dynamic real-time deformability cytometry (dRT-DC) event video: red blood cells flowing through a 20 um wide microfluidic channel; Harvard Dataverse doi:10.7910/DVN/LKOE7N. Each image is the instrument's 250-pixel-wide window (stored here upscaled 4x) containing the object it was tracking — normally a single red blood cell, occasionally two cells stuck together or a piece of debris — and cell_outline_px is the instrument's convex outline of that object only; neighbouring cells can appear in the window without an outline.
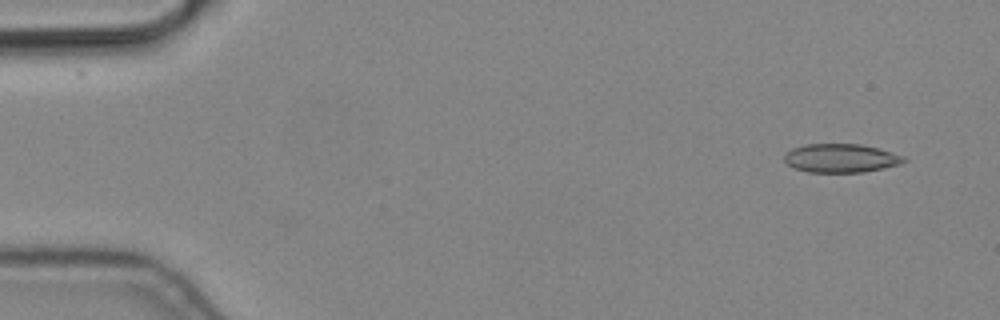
{"species": "common noctule bat (a hibernating species)", "species_latin": "Nyctalus noctula", "temperature_condition": "cold", "stored_images_in_passage": 7, "camera_frame_rate_fps": 3000, "um_per_image_px": 0.085, "animal": {"sex": "male", "body_mass_g": 19.2, "forearm_length_mm": 51.8}, "frame": {"image": 1, "passage_image": 1, "time_ms": 0.0, "image_size_px": [1000, 320], "cell_outline_px": [[908, 160], [900, 164], [884, 168], [864, 172], [808, 172], [792, 168], [784, 160], [784, 152], [792, 148], [804, 144], [860, 144], [880, 148], [904, 156]], "centroid_in_image_um": [71.46, 13.44], "position_along_channel_um": 13.5, "area_um2": 20.23}}
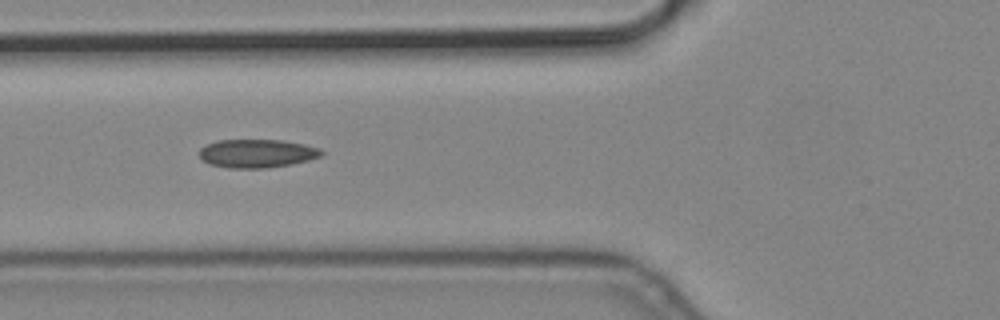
{"frame": {"image": 2, "passage_image": 6, "time_ms": 1.667, "image_size_px": [1000, 320], "cell_outline_px": [[324, 152], [320, 156], [308, 160], [292, 164], [264, 168], [228, 168], [208, 164], [200, 156], [200, 148], [204, 144], [216, 140], [284, 140], [304, 144], [320, 148]], "centroid_in_image_um": [21.82, 13.03], "position_along_channel_um": 104.0, "area_um2": 20.35}}
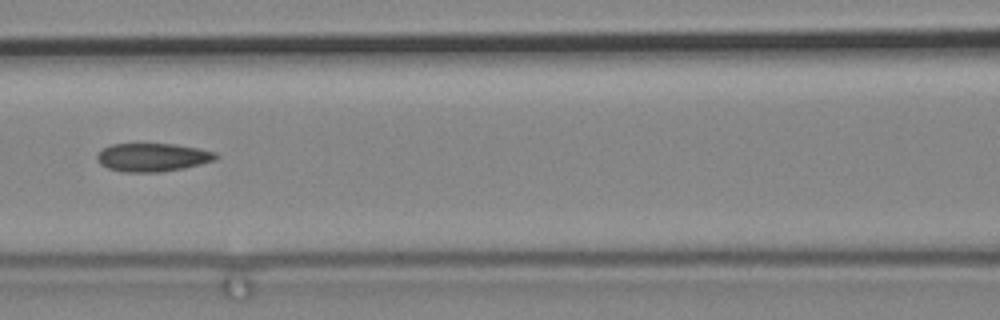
{"frame": {"image": 3, "passage_image": 7, "time_ms": 2.0, "image_size_px": [1000, 320], "cell_outline_px": [[220, 156], [216, 160], [184, 168], [156, 172], [124, 172], [108, 168], [100, 164], [96, 160], [96, 156], [104, 148], [112, 144], [176, 144], [200, 148], [216, 152]], "centroid_in_image_um": [13.0, 13.37], "position_along_channel_um": 153.6, "area_um2": 19.65}}